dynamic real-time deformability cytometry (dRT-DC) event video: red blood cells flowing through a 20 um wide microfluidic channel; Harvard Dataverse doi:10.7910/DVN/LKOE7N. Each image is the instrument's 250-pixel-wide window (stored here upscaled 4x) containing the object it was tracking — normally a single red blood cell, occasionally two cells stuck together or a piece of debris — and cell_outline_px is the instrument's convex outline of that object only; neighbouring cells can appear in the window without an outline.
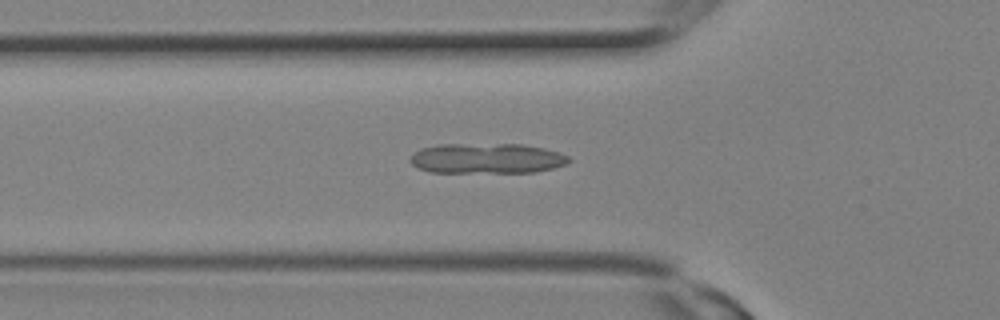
{"species": "Egyptian fruit bat (a non-hibernating species)", "species_latin": "Rousettus aegyptiacus", "temperature_condition": "room temperature", "stored_images_in_passage": 5, "camera_frame_rate_fps": 3000, "um_per_image_px": 0.085, "animal": {"sex": "female"}, "frame": {"image": 1, "passage_image": 3, "time_ms": 0.667, "image_size_px": [1000, 320], "cell_outline_px": [[572, 160], [568, 164], [536, 172], [432, 172], [416, 168], [408, 160], [420, 148], [436, 144], [520, 144], [544, 148], [560, 152], [568, 156]], "centroid_in_image_um": [41.39, 13.46], "position_along_channel_um": 84.4, "area_um2": 28.15}}
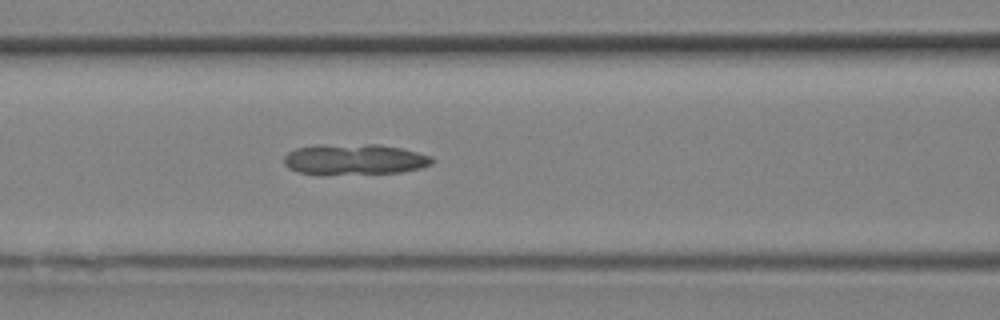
{"frame": {"image": 2, "passage_image": 5, "time_ms": 1.333, "image_size_px": [1000, 320], "cell_outline_px": [[436, 160], [432, 164], [420, 168], [400, 172], [300, 172], [288, 168], [284, 164], [284, 156], [288, 152], [296, 148], [312, 144], [380, 144], [400, 148], [432, 156]], "centroid_in_image_um": [30.15, 13.49], "position_along_channel_um": 136.4, "area_um2": 25.89}}